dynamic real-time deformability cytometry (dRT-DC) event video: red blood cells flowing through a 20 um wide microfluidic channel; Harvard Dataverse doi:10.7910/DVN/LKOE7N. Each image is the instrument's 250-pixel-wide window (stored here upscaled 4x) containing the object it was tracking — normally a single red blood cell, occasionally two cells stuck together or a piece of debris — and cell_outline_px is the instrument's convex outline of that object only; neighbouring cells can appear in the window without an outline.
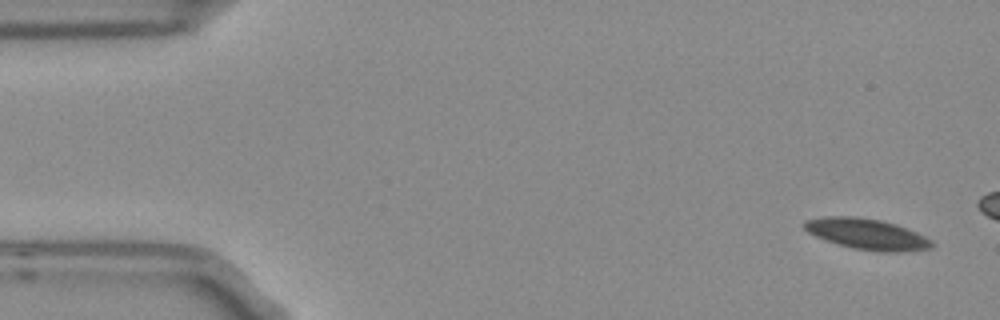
{"species": "Egyptian fruit bat (a non-hibernating species)", "species_latin": "Rousettus aegyptiacus", "temperature_condition": "room temperature", "stored_images_in_passage": 4, "camera_frame_rate_fps": 3000, "um_per_image_px": 0.085, "frame": {"image": 1, "passage_image": 1, "time_ms": 0.0, "image_size_px": [1000, 320], "cell_outline_px": [[932, 248], [900, 252], [880, 252], [856, 248], [840, 244], [816, 236], [808, 232], [804, 228], [804, 220], [824, 216], [856, 216], [880, 220], [896, 224], [908, 228], [932, 240]], "centroid_in_image_um": [73.7, 19.88], "position_along_channel_um": 11.3, "area_um2": 22.72}}